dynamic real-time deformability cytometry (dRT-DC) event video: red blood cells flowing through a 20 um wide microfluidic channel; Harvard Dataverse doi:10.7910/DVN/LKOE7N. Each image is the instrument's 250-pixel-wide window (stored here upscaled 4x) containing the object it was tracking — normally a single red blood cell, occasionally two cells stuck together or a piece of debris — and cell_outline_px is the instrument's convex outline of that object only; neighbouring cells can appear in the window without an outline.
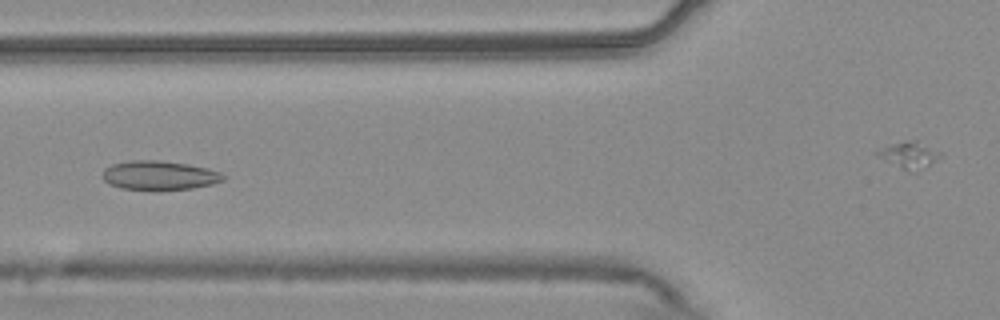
{"species": "common noctule bat (a hibernating species)", "species_latin": "Nyctalus noctula", "temperature_condition": "warm", "stored_images_in_passage": 55, "camera_frame_rate_fps": 3000, "um_per_image_px": 0.085, "animal": {"sex": "male", "body_mass_g": 20.4}, "frame": {"image": 1, "passage_image": 21, "time_ms": 6.667, "image_size_px": [1000, 320], "cell_outline_px": [[224, 180], [212, 184], [192, 188], [160, 192], [120, 188], [108, 184], [104, 180], [104, 168], [112, 164], [132, 160], [160, 160], [188, 164], [208, 168], [220, 172], [224, 176]], "centroid_in_image_um": [13.54, 14.93], "position_along_channel_um": 112.3, "area_um2": 20.98}}
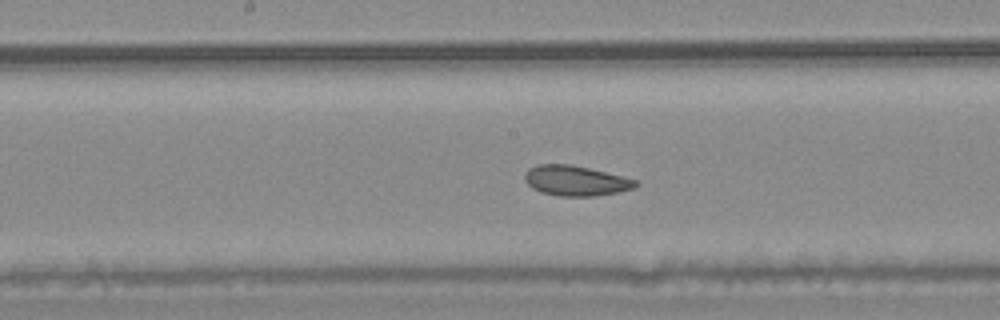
{"frame": {"image": 2, "passage_image": 28, "time_ms": 9.0, "image_size_px": [1000, 320], "cell_outline_px": [[640, 184], [636, 188], [616, 192], [592, 196], [560, 196], [540, 192], [532, 188], [524, 180], [524, 176], [528, 168], [536, 164], [572, 164], [636, 180]], "centroid_in_image_um": [48.9, 15.35], "position_along_channel_um": 199.3, "area_um2": 19.42}}
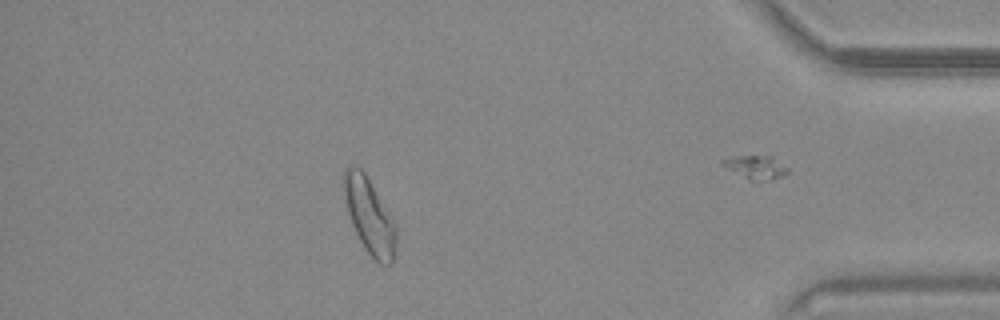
{"frame": {"image": 3, "passage_image": 48, "time_ms": 15.667, "image_size_px": [1000, 320], "cell_outline_px": [[396, 256], [388, 264], [380, 264], [364, 248], [352, 224], [348, 212], [340, 184], [344, 168], [360, 168], [364, 172], [396, 224]], "centroid_in_image_um": [31.38, 18.35], "position_along_channel_um": 403.8, "area_um2": 22.89}, "authors_computed_cell_mechanics": {"area_um2": 21.5594, "velocity_mm_per_s": 3.725, "shape_relaxation_time_tau1_ms": null, "shape_relaxation_time_tau2_ms": 4.3722, "deformation_change_tau1": null, "deformation_change_tau2": 0.0761}}